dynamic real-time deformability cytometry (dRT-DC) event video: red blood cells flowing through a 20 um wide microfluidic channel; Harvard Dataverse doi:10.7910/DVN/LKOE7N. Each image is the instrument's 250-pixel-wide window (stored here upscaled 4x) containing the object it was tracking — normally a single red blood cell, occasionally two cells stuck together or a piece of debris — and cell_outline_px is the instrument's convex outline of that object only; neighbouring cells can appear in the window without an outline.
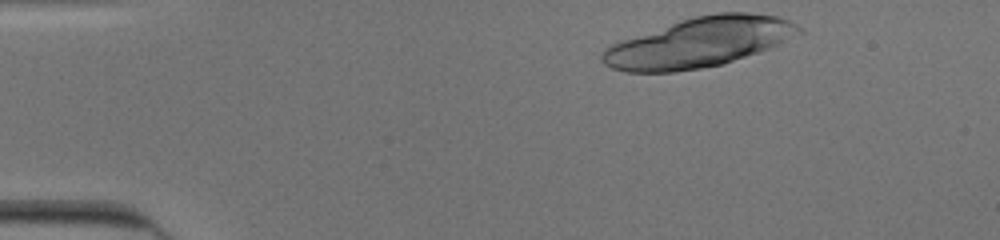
{"species": "human", "species_latin": "Homo sapiens", "temperature_condition": "cold", "stored_images_in_passage": 31, "camera_frame_rate_fps": 3000, "um_per_image_px": 0.085, "donor": {"sex": "male"}, "frame": {"image": 1, "passage_image": 1, "time_ms": 0.0, "image_size_px": [1000, 240], "cell_outline_px": [[804, 32], [768, 48], [724, 64], [700, 68], [672, 72], [624, 72], [612, 68], [604, 64], [600, 60], [600, 56], [604, 48], [620, 40], [680, 20], [696, 16], [716, 12], [748, 12], [776, 16], [788, 20], [796, 24]], "centroid_in_image_um": [59.39, 3.61], "position_along_channel_um": 25.6, "area_um2": 56.7}}